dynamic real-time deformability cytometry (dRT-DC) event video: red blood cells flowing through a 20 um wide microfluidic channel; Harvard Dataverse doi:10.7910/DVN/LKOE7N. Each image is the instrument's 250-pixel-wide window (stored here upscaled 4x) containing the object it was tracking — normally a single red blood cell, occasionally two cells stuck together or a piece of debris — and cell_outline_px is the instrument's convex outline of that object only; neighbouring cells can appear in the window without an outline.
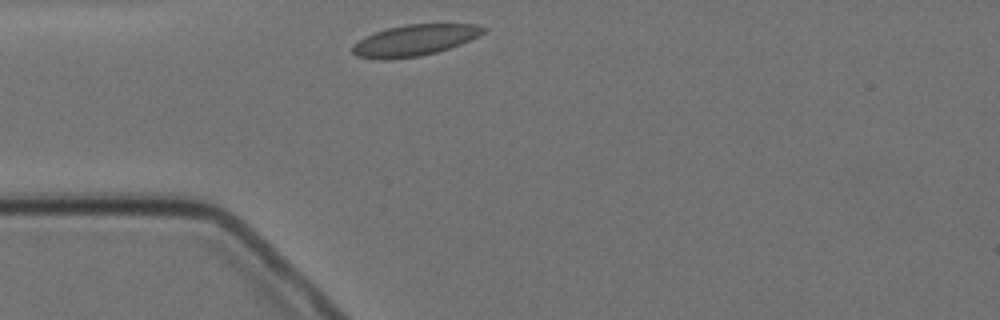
{"species": "Egyptian fruit bat (a non-hibernating species)", "species_latin": "Rousettus aegyptiacus", "temperature_condition": "cold", "stored_images_in_passage": 2, "camera_frame_rate_fps": 3000, "um_per_image_px": 0.085, "animal": {"sex": "female"}, "frame": {"image": 1, "passage_image": 1, "time_ms": 0.0, "image_size_px": [1000, 320], "cell_outline_px": [[488, 28], [484, 32], [460, 44], [436, 52], [420, 56], [356, 56], [352, 52], [352, 44], [364, 36], [388, 28], [404, 24], [476, 24]], "centroid_in_image_um": [35.29, 3.36], "position_along_channel_um": 49.7, "area_um2": 22.72}}